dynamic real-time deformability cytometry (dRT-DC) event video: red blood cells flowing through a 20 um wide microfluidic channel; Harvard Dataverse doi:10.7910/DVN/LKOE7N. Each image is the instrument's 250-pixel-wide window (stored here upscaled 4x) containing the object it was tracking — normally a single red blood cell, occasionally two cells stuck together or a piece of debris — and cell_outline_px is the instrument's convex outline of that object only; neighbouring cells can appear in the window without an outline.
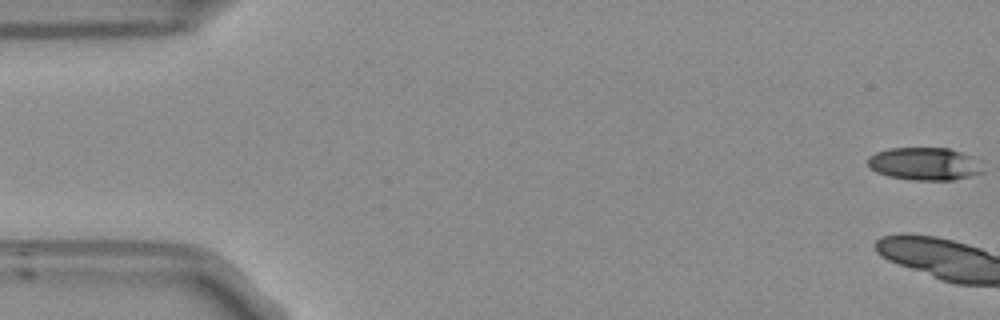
{"species": "Egyptian fruit bat (a non-hibernating species)", "species_latin": "Rousettus aegyptiacus", "temperature_condition": "room temperature", "stored_images_in_passage": 11, "camera_frame_rate_fps": 3000, "um_per_image_px": 0.085, "frame": {"image": 1, "passage_image": 1, "time_ms": 0.0, "image_size_px": [1000, 320], "cell_outline_px": [[984, 172], [952, 180], [912, 180], [888, 176], [876, 172], [868, 168], [868, 156], [876, 152], [888, 148], [948, 148], [960, 152], [968, 156]], "centroid_in_image_um": [78.45, 13.93], "position_along_channel_um": 6.5, "area_um2": 21.56}}